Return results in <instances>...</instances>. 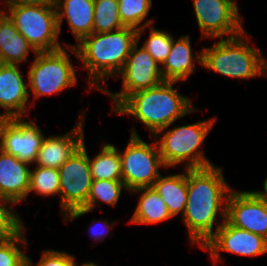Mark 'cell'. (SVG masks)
<instances>
[{
	"label": "cell",
	"mask_w": 267,
	"mask_h": 266,
	"mask_svg": "<svg viewBox=\"0 0 267 266\" xmlns=\"http://www.w3.org/2000/svg\"><path fill=\"white\" fill-rule=\"evenodd\" d=\"M232 188L225 181L221 167L215 164L187 169L186 207L182 215L190 242L200 248L226 220L227 198ZM220 215L221 223L216 219ZM217 224L213 230V225Z\"/></svg>",
	"instance_id": "6da1fadb"
},
{
	"label": "cell",
	"mask_w": 267,
	"mask_h": 266,
	"mask_svg": "<svg viewBox=\"0 0 267 266\" xmlns=\"http://www.w3.org/2000/svg\"><path fill=\"white\" fill-rule=\"evenodd\" d=\"M136 43L137 30L123 27L106 33H92L74 45L64 44L87 70L90 86L87 90L96 88L102 91L99 83L106 84L107 78L118 76Z\"/></svg>",
	"instance_id": "7a4b0ae2"
},
{
	"label": "cell",
	"mask_w": 267,
	"mask_h": 266,
	"mask_svg": "<svg viewBox=\"0 0 267 266\" xmlns=\"http://www.w3.org/2000/svg\"><path fill=\"white\" fill-rule=\"evenodd\" d=\"M175 83L177 81H163L155 87L134 92L113 111L118 115L134 116L153 137L179 118L197 111L189 97L173 88Z\"/></svg>",
	"instance_id": "3957f363"
},
{
	"label": "cell",
	"mask_w": 267,
	"mask_h": 266,
	"mask_svg": "<svg viewBox=\"0 0 267 266\" xmlns=\"http://www.w3.org/2000/svg\"><path fill=\"white\" fill-rule=\"evenodd\" d=\"M249 36L245 30L235 37L222 38L212 46L204 47L201 66L236 79L267 76V61L260 49L248 44Z\"/></svg>",
	"instance_id": "277c9868"
},
{
	"label": "cell",
	"mask_w": 267,
	"mask_h": 266,
	"mask_svg": "<svg viewBox=\"0 0 267 266\" xmlns=\"http://www.w3.org/2000/svg\"><path fill=\"white\" fill-rule=\"evenodd\" d=\"M216 119L217 117H212L193 124L174 127L168 131L167 127L158 131L153 139L158 141L157 146L165 169L176 167L184 162L185 169L214 165L200 148ZM157 137H159L158 140Z\"/></svg>",
	"instance_id": "5b68a950"
},
{
	"label": "cell",
	"mask_w": 267,
	"mask_h": 266,
	"mask_svg": "<svg viewBox=\"0 0 267 266\" xmlns=\"http://www.w3.org/2000/svg\"><path fill=\"white\" fill-rule=\"evenodd\" d=\"M4 5L3 11L36 52H51L63 48L59 43L55 7L21 0H5Z\"/></svg>",
	"instance_id": "8992f818"
},
{
	"label": "cell",
	"mask_w": 267,
	"mask_h": 266,
	"mask_svg": "<svg viewBox=\"0 0 267 266\" xmlns=\"http://www.w3.org/2000/svg\"><path fill=\"white\" fill-rule=\"evenodd\" d=\"M51 52H37L30 64L28 75L29 95L34 99L60 93L77 84L75 66L67 54L68 45Z\"/></svg>",
	"instance_id": "52a82bcc"
},
{
	"label": "cell",
	"mask_w": 267,
	"mask_h": 266,
	"mask_svg": "<svg viewBox=\"0 0 267 266\" xmlns=\"http://www.w3.org/2000/svg\"><path fill=\"white\" fill-rule=\"evenodd\" d=\"M131 137L123 152L120 153L122 181L126 191L142 187H152L160 176V168H165L159 154L157 142H144L134 127L129 130Z\"/></svg>",
	"instance_id": "ba28073f"
},
{
	"label": "cell",
	"mask_w": 267,
	"mask_h": 266,
	"mask_svg": "<svg viewBox=\"0 0 267 266\" xmlns=\"http://www.w3.org/2000/svg\"><path fill=\"white\" fill-rule=\"evenodd\" d=\"M60 177V208L63 217L82 209L90 194L92 175L85 139L76 152L58 169Z\"/></svg>",
	"instance_id": "9c48e42d"
},
{
	"label": "cell",
	"mask_w": 267,
	"mask_h": 266,
	"mask_svg": "<svg viewBox=\"0 0 267 266\" xmlns=\"http://www.w3.org/2000/svg\"><path fill=\"white\" fill-rule=\"evenodd\" d=\"M138 45L139 39L132 47L119 76H116L122 78L121 91L115 93L105 88L102 90L114 103L112 111L132 93L155 87L164 81L161 66L144 48H138Z\"/></svg>",
	"instance_id": "30bf717a"
},
{
	"label": "cell",
	"mask_w": 267,
	"mask_h": 266,
	"mask_svg": "<svg viewBox=\"0 0 267 266\" xmlns=\"http://www.w3.org/2000/svg\"><path fill=\"white\" fill-rule=\"evenodd\" d=\"M202 38H231L245 31L236 0H193Z\"/></svg>",
	"instance_id": "8fae6325"
},
{
	"label": "cell",
	"mask_w": 267,
	"mask_h": 266,
	"mask_svg": "<svg viewBox=\"0 0 267 266\" xmlns=\"http://www.w3.org/2000/svg\"><path fill=\"white\" fill-rule=\"evenodd\" d=\"M25 119L26 117L0 118V149L32 165L45 136L37 123Z\"/></svg>",
	"instance_id": "7c38bea8"
},
{
	"label": "cell",
	"mask_w": 267,
	"mask_h": 266,
	"mask_svg": "<svg viewBox=\"0 0 267 266\" xmlns=\"http://www.w3.org/2000/svg\"><path fill=\"white\" fill-rule=\"evenodd\" d=\"M202 249L210 252L211 260L216 264L223 261L220 252H230L247 257L263 255L267 253V239L237 228L225 220Z\"/></svg>",
	"instance_id": "4fadbf2b"
},
{
	"label": "cell",
	"mask_w": 267,
	"mask_h": 266,
	"mask_svg": "<svg viewBox=\"0 0 267 266\" xmlns=\"http://www.w3.org/2000/svg\"><path fill=\"white\" fill-rule=\"evenodd\" d=\"M226 220L233 226L267 239V203L257 191L231 190Z\"/></svg>",
	"instance_id": "5bb4252c"
},
{
	"label": "cell",
	"mask_w": 267,
	"mask_h": 266,
	"mask_svg": "<svg viewBox=\"0 0 267 266\" xmlns=\"http://www.w3.org/2000/svg\"><path fill=\"white\" fill-rule=\"evenodd\" d=\"M17 64L0 63V118H19L28 115L29 85Z\"/></svg>",
	"instance_id": "9a60e30c"
},
{
	"label": "cell",
	"mask_w": 267,
	"mask_h": 266,
	"mask_svg": "<svg viewBox=\"0 0 267 266\" xmlns=\"http://www.w3.org/2000/svg\"><path fill=\"white\" fill-rule=\"evenodd\" d=\"M84 112L71 131L59 135L45 136L35 161L36 166L59 169L82 145L84 137Z\"/></svg>",
	"instance_id": "2e32d148"
},
{
	"label": "cell",
	"mask_w": 267,
	"mask_h": 266,
	"mask_svg": "<svg viewBox=\"0 0 267 266\" xmlns=\"http://www.w3.org/2000/svg\"><path fill=\"white\" fill-rule=\"evenodd\" d=\"M30 164L0 149V197L16 204L27 199L30 187Z\"/></svg>",
	"instance_id": "e0dca14e"
},
{
	"label": "cell",
	"mask_w": 267,
	"mask_h": 266,
	"mask_svg": "<svg viewBox=\"0 0 267 266\" xmlns=\"http://www.w3.org/2000/svg\"><path fill=\"white\" fill-rule=\"evenodd\" d=\"M192 52L189 35H182L177 41L173 37L171 51L161 66L164 81H186L194 73V65H202V50L196 56Z\"/></svg>",
	"instance_id": "ac0fdd59"
},
{
	"label": "cell",
	"mask_w": 267,
	"mask_h": 266,
	"mask_svg": "<svg viewBox=\"0 0 267 266\" xmlns=\"http://www.w3.org/2000/svg\"><path fill=\"white\" fill-rule=\"evenodd\" d=\"M56 11L59 34L64 18L75 36L76 44L93 33L94 0H60Z\"/></svg>",
	"instance_id": "d6986e66"
},
{
	"label": "cell",
	"mask_w": 267,
	"mask_h": 266,
	"mask_svg": "<svg viewBox=\"0 0 267 266\" xmlns=\"http://www.w3.org/2000/svg\"><path fill=\"white\" fill-rule=\"evenodd\" d=\"M30 50V51H29ZM37 53L15 27V23L0 10V63L17 64L27 61L31 52Z\"/></svg>",
	"instance_id": "ffe728a7"
},
{
	"label": "cell",
	"mask_w": 267,
	"mask_h": 266,
	"mask_svg": "<svg viewBox=\"0 0 267 266\" xmlns=\"http://www.w3.org/2000/svg\"><path fill=\"white\" fill-rule=\"evenodd\" d=\"M141 194L138 205L129 221L133 224H158L173 218L168 211L162 197L153 187H142L129 192V194Z\"/></svg>",
	"instance_id": "44dd1931"
},
{
	"label": "cell",
	"mask_w": 267,
	"mask_h": 266,
	"mask_svg": "<svg viewBox=\"0 0 267 266\" xmlns=\"http://www.w3.org/2000/svg\"><path fill=\"white\" fill-rule=\"evenodd\" d=\"M185 173L160 176L153 183L154 190L162 197L167 205L169 214L173 217L184 213L187 195V169Z\"/></svg>",
	"instance_id": "7402d4cb"
},
{
	"label": "cell",
	"mask_w": 267,
	"mask_h": 266,
	"mask_svg": "<svg viewBox=\"0 0 267 266\" xmlns=\"http://www.w3.org/2000/svg\"><path fill=\"white\" fill-rule=\"evenodd\" d=\"M122 188L126 190L122 180H93L86 205L82 209L69 212L63 219L68 222L78 219L93 211L101 201L115 207L121 196Z\"/></svg>",
	"instance_id": "603a6c76"
},
{
	"label": "cell",
	"mask_w": 267,
	"mask_h": 266,
	"mask_svg": "<svg viewBox=\"0 0 267 266\" xmlns=\"http://www.w3.org/2000/svg\"><path fill=\"white\" fill-rule=\"evenodd\" d=\"M92 159L89 166L93 180H122L119 149L115 145L105 143Z\"/></svg>",
	"instance_id": "cb8c5ba5"
},
{
	"label": "cell",
	"mask_w": 267,
	"mask_h": 266,
	"mask_svg": "<svg viewBox=\"0 0 267 266\" xmlns=\"http://www.w3.org/2000/svg\"><path fill=\"white\" fill-rule=\"evenodd\" d=\"M118 4L123 26L136 29L137 39L140 40L145 29L154 23L153 19H145L152 7V0H118Z\"/></svg>",
	"instance_id": "d4e9b609"
},
{
	"label": "cell",
	"mask_w": 267,
	"mask_h": 266,
	"mask_svg": "<svg viewBox=\"0 0 267 266\" xmlns=\"http://www.w3.org/2000/svg\"><path fill=\"white\" fill-rule=\"evenodd\" d=\"M123 27L118 0H94L93 33H106Z\"/></svg>",
	"instance_id": "484cf974"
},
{
	"label": "cell",
	"mask_w": 267,
	"mask_h": 266,
	"mask_svg": "<svg viewBox=\"0 0 267 266\" xmlns=\"http://www.w3.org/2000/svg\"><path fill=\"white\" fill-rule=\"evenodd\" d=\"M35 192L38 195L56 196L60 198V177L58 169L35 166L30 171V187L28 195Z\"/></svg>",
	"instance_id": "4316f807"
},
{
	"label": "cell",
	"mask_w": 267,
	"mask_h": 266,
	"mask_svg": "<svg viewBox=\"0 0 267 266\" xmlns=\"http://www.w3.org/2000/svg\"><path fill=\"white\" fill-rule=\"evenodd\" d=\"M27 245L25 231L14 238L0 240V266H24L28 256L21 248L25 250Z\"/></svg>",
	"instance_id": "83f0119b"
},
{
	"label": "cell",
	"mask_w": 267,
	"mask_h": 266,
	"mask_svg": "<svg viewBox=\"0 0 267 266\" xmlns=\"http://www.w3.org/2000/svg\"><path fill=\"white\" fill-rule=\"evenodd\" d=\"M15 202L0 197V240L14 238L24 231V222L13 209Z\"/></svg>",
	"instance_id": "f1b7e54d"
},
{
	"label": "cell",
	"mask_w": 267,
	"mask_h": 266,
	"mask_svg": "<svg viewBox=\"0 0 267 266\" xmlns=\"http://www.w3.org/2000/svg\"><path fill=\"white\" fill-rule=\"evenodd\" d=\"M149 27L150 35L141 47L144 48L160 66L164 64L171 51L173 35L167 31H160L152 25Z\"/></svg>",
	"instance_id": "f546056e"
},
{
	"label": "cell",
	"mask_w": 267,
	"mask_h": 266,
	"mask_svg": "<svg viewBox=\"0 0 267 266\" xmlns=\"http://www.w3.org/2000/svg\"><path fill=\"white\" fill-rule=\"evenodd\" d=\"M72 254L65 251H56L54 249H47L43 251L40 260L35 263L36 266H74L76 258ZM29 266H34L32 259L27 257Z\"/></svg>",
	"instance_id": "4dcf8cb0"
},
{
	"label": "cell",
	"mask_w": 267,
	"mask_h": 266,
	"mask_svg": "<svg viewBox=\"0 0 267 266\" xmlns=\"http://www.w3.org/2000/svg\"><path fill=\"white\" fill-rule=\"evenodd\" d=\"M92 222L93 223H92L91 227H89L90 235L96 241L104 240L109 235V232H110L112 226L110 225L109 222H107V220L104 221L101 219L99 221L98 220L96 221L95 219H93ZM98 223H100L103 226L102 229L99 227L100 224H98ZM97 225H99V226H97ZM97 227H99L101 230L98 229Z\"/></svg>",
	"instance_id": "1f68e13d"
},
{
	"label": "cell",
	"mask_w": 267,
	"mask_h": 266,
	"mask_svg": "<svg viewBox=\"0 0 267 266\" xmlns=\"http://www.w3.org/2000/svg\"><path fill=\"white\" fill-rule=\"evenodd\" d=\"M21 1L26 3L44 4L56 8L60 0H21Z\"/></svg>",
	"instance_id": "d6a6232c"
},
{
	"label": "cell",
	"mask_w": 267,
	"mask_h": 266,
	"mask_svg": "<svg viewBox=\"0 0 267 266\" xmlns=\"http://www.w3.org/2000/svg\"><path fill=\"white\" fill-rule=\"evenodd\" d=\"M266 201L267 203V178L265 179L263 183V191H257Z\"/></svg>",
	"instance_id": "836d02e7"
},
{
	"label": "cell",
	"mask_w": 267,
	"mask_h": 266,
	"mask_svg": "<svg viewBox=\"0 0 267 266\" xmlns=\"http://www.w3.org/2000/svg\"><path fill=\"white\" fill-rule=\"evenodd\" d=\"M74 266H100V265H97L96 263L94 262H85V263H82L81 265H78V263H75Z\"/></svg>",
	"instance_id": "e575fe53"
}]
</instances>
